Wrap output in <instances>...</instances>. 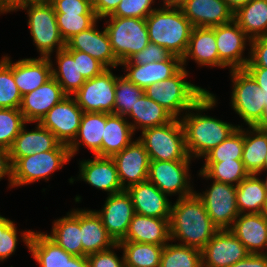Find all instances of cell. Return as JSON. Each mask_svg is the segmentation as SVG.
I'll use <instances>...</instances> for the list:
<instances>
[{
    "instance_id": "1",
    "label": "cell",
    "mask_w": 267,
    "mask_h": 267,
    "mask_svg": "<svg viewBox=\"0 0 267 267\" xmlns=\"http://www.w3.org/2000/svg\"><path fill=\"white\" fill-rule=\"evenodd\" d=\"M216 103V96L208 91L180 118L186 149L191 158H202L239 127L212 116L202 115L203 111L213 109Z\"/></svg>"
},
{
    "instance_id": "2",
    "label": "cell",
    "mask_w": 267,
    "mask_h": 267,
    "mask_svg": "<svg viewBox=\"0 0 267 267\" xmlns=\"http://www.w3.org/2000/svg\"><path fill=\"white\" fill-rule=\"evenodd\" d=\"M170 241L202 250L219 230L210 219L205 205L194 193L185 198H177L171 207L169 220Z\"/></svg>"
},
{
    "instance_id": "3",
    "label": "cell",
    "mask_w": 267,
    "mask_h": 267,
    "mask_svg": "<svg viewBox=\"0 0 267 267\" xmlns=\"http://www.w3.org/2000/svg\"><path fill=\"white\" fill-rule=\"evenodd\" d=\"M146 26L150 42L164 47L169 53L182 59L187 51L193 26L179 6L163 5L156 8L147 16Z\"/></svg>"
},
{
    "instance_id": "4",
    "label": "cell",
    "mask_w": 267,
    "mask_h": 267,
    "mask_svg": "<svg viewBox=\"0 0 267 267\" xmlns=\"http://www.w3.org/2000/svg\"><path fill=\"white\" fill-rule=\"evenodd\" d=\"M188 75L186 67L182 66L171 78L148 86L144 94L162 106L174 118L180 119V115L183 116L209 91L187 81L185 78Z\"/></svg>"
},
{
    "instance_id": "5",
    "label": "cell",
    "mask_w": 267,
    "mask_h": 267,
    "mask_svg": "<svg viewBox=\"0 0 267 267\" xmlns=\"http://www.w3.org/2000/svg\"><path fill=\"white\" fill-rule=\"evenodd\" d=\"M138 139L144 144L150 161L193 160L187 152L183 126L179 118L142 131Z\"/></svg>"
},
{
    "instance_id": "6",
    "label": "cell",
    "mask_w": 267,
    "mask_h": 267,
    "mask_svg": "<svg viewBox=\"0 0 267 267\" xmlns=\"http://www.w3.org/2000/svg\"><path fill=\"white\" fill-rule=\"evenodd\" d=\"M19 9L27 10V24L40 58H51L53 52L66 47L58 29L54 7L50 2L26 3L16 11Z\"/></svg>"
},
{
    "instance_id": "7",
    "label": "cell",
    "mask_w": 267,
    "mask_h": 267,
    "mask_svg": "<svg viewBox=\"0 0 267 267\" xmlns=\"http://www.w3.org/2000/svg\"><path fill=\"white\" fill-rule=\"evenodd\" d=\"M106 31L115 57L119 63L145 48L149 41L146 19L107 16Z\"/></svg>"
},
{
    "instance_id": "8",
    "label": "cell",
    "mask_w": 267,
    "mask_h": 267,
    "mask_svg": "<svg viewBox=\"0 0 267 267\" xmlns=\"http://www.w3.org/2000/svg\"><path fill=\"white\" fill-rule=\"evenodd\" d=\"M71 158L70 149L62 143L54 150L20 158L12 168V188L41 179L49 181L51 174L71 161Z\"/></svg>"
},
{
    "instance_id": "9",
    "label": "cell",
    "mask_w": 267,
    "mask_h": 267,
    "mask_svg": "<svg viewBox=\"0 0 267 267\" xmlns=\"http://www.w3.org/2000/svg\"><path fill=\"white\" fill-rule=\"evenodd\" d=\"M231 106L247 126H254L267 105V95L245 69L230 70Z\"/></svg>"
},
{
    "instance_id": "10",
    "label": "cell",
    "mask_w": 267,
    "mask_h": 267,
    "mask_svg": "<svg viewBox=\"0 0 267 267\" xmlns=\"http://www.w3.org/2000/svg\"><path fill=\"white\" fill-rule=\"evenodd\" d=\"M117 76L110 68L88 79L73 95L83 112L114 113Z\"/></svg>"
},
{
    "instance_id": "11",
    "label": "cell",
    "mask_w": 267,
    "mask_h": 267,
    "mask_svg": "<svg viewBox=\"0 0 267 267\" xmlns=\"http://www.w3.org/2000/svg\"><path fill=\"white\" fill-rule=\"evenodd\" d=\"M190 163L191 160L150 161L147 180L167 196L176 194L178 199L191 196L195 191L189 181Z\"/></svg>"
},
{
    "instance_id": "12",
    "label": "cell",
    "mask_w": 267,
    "mask_h": 267,
    "mask_svg": "<svg viewBox=\"0 0 267 267\" xmlns=\"http://www.w3.org/2000/svg\"><path fill=\"white\" fill-rule=\"evenodd\" d=\"M202 193L195 191L197 197L205 205L213 224L219 230L230 229L239 216L236 186L213 181L211 187Z\"/></svg>"
},
{
    "instance_id": "13",
    "label": "cell",
    "mask_w": 267,
    "mask_h": 267,
    "mask_svg": "<svg viewBox=\"0 0 267 267\" xmlns=\"http://www.w3.org/2000/svg\"><path fill=\"white\" fill-rule=\"evenodd\" d=\"M83 113L74 97L67 95L39 123L53 133L60 143L69 146L77 136Z\"/></svg>"
},
{
    "instance_id": "14",
    "label": "cell",
    "mask_w": 267,
    "mask_h": 267,
    "mask_svg": "<svg viewBox=\"0 0 267 267\" xmlns=\"http://www.w3.org/2000/svg\"><path fill=\"white\" fill-rule=\"evenodd\" d=\"M201 253L202 267H230L250 254L230 229L218 230Z\"/></svg>"
},
{
    "instance_id": "15",
    "label": "cell",
    "mask_w": 267,
    "mask_h": 267,
    "mask_svg": "<svg viewBox=\"0 0 267 267\" xmlns=\"http://www.w3.org/2000/svg\"><path fill=\"white\" fill-rule=\"evenodd\" d=\"M95 212L116 243L125 238L130 221L135 214L133 202L127 190L108 195L102 209Z\"/></svg>"
},
{
    "instance_id": "16",
    "label": "cell",
    "mask_w": 267,
    "mask_h": 267,
    "mask_svg": "<svg viewBox=\"0 0 267 267\" xmlns=\"http://www.w3.org/2000/svg\"><path fill=\"white\" fill-rule=\"evenodd\" d=\"M112 158L124 190L147 181L150 160L144 144L138 138Z\"/></svg>"
},
{
    "instance_id": "17",
    "label": "cell",
    "mask_w": 267,
    "mask_h": 267,
    "mask_svg": "<svg viewBox=\"0 0 267 267\" xmlns=\"http://www.w3.org/2000/svg\"><path fill=\"white\" fill-rule=\"evenodd\" d=\"M215 38L219 59L230 70L244 69L250 56L243 57V54L248 44L250 46L251 39L238 24L233 20L227 24L216 26Z\"/></svg>"
},
{
    "instance_id": "18",
    "label": "cell",
    "mask_w": 267,
    "mask_h": 267,
    "mask_svg": "<svg viewBox=\"0 0 267 267\" xmlns=\"http://www.w3.org/2000/svg\"><path fill=\"white\" fill-rule=\"evenodd\" d=\"M97 22L66 42V50L82 51L101 62L106 68L115 69L120 65L112 50L109 35L104 28L98 29Z\"/></svg>"
},
{
    "instance_id": "19",
    "label": "cell",
    "mask_w": 267,
    "mask_h": 267,
    "mask_svg": "<svg viewBox=\"0 0 267 267\" xmlns=\"http://www.w3.org/2000/svg\"><path fill=\"white\" fill-rule=\"evenodd\" d=\"M178 6L193 27L213 28L234 20L225 0H183Z\"/></svg>"
},
{
    "instance_id": "20",
    "label": "cell",
    "mask_w": 267,
    "mask_h": 267,
    "mask_svg": "<svg viewBox=\"0 0 267 267\" xmlns=\"http://www.w3.org/2000/svg\"><path fill=\"white\" fill-rule=\"evenodd\" d=\"M78 179L87 182L89 185L106 191L108 194H115L123 191L120 183L117 167L112 157L94 155L93 159L79 161Z\"/></svg>"
},
{
    "instance_id": "21",
    "label": "cell",
    "mask_w": 267,
    "mask_h": 267,
    "mask_svg": "<svg viewBox=\"0 0 267 267\" xmlns=\"http://www.w3.org/2000/svg\"><path fill=\"white\" fill-rule=\"evenodd\" d=\"M67 95L52 77L36 90L22 96L20 112L27 123H39Z\"/></svg>"
},
{
    "instance_id": "22",
    "label": "cell",
    "mask_w": 267,
    "mask_h": 267,
    "mask_svg": "<svg viewBox=\"0 0 267 267\" xmlns=\"http://www.w3.org/2000/svg\"><path fill=\"white\" fill-rule=\"evenodd\" d=\"M130 194L136 214L155 218H170L172 202L153 183L144 181L130 186Z\"/></svg>"
},
{
    "instance_id": "23",
    "label": "cell",
    "mask_w": 267,
    "mask_h": 267,
    "mask_svg": "<svg viewBox=\"0 0 267 267\" xmlns=\"http://www.w3.org/2000/svg\"><path fill=\"white\" fill-rule=\"evenodd\" d=\"M230 230L250 254L267 252V217L263 213L239 214Z\"/></svg>"
},
{
    "instance_id": "24",
    "label": "cell",
    "mask_w": 267,
    "mask_h": 267,
    "mask_svg": "<svg viewBox=\"0 0 267 267\" xmlns=\"http://www.w3.org/2000/svg\"><path fill=\"white\" fill-rule=\"evenodd\" d=\"M192 59L199 66L220 67L227 66L219 59L217 50L215 27H193L187 51L182 57V66Z\"/></svg>"
},
{
    "instance_id": "25",
    "label": "cell",
    "mask_w": 267,
    "mask_h": 267,
    "mask_svg": "<svg viewBox=\"0 0 267 267\" xmlns=\"http://www.w3.org/2000/svg\"><path fill=\"white\" fill-rule=\"evenodd\" d=\"M21 237L40 267H64L74 256L62 249L45 232L25 230Z\"/></svg>"
},
{
    "instance_id": "26",
    "label": "cell",
    "mask_w": 267,
    "mask_h": 267,
    "mask_svg": "<svg viewBox=\"0 0 267 267\" xmlns=\"http://www.w3.org/2000/svg\"><path fill=\"white\" fill-rule=\"evenodd\" d=\"M28 131L24 125L9 149L12 166L22 157L54 150L60 142L55 135L40 123Z\"/></svg>"
},
{
    "instance_id": "27",
    "label": "cell",
    "mask_w": 267,
    "mask_h": 267,
    "mask_svg": "<svg viewBox=\"0 0 267 267\" xmlns=\"http://www.w3.org/2000/svg\"><path fill=\"white\" fill-rule=\"evenodd\" d=\"M127 72L124 75L128 80L142 89L159 83L174 76L182 68V59L176 55H170L166 60L148 63L145 65H120Z\"/></svg>"
},
{
    "instance_id": "28",
    "label": "cell",
    "mask_w": 267,
    "mask_h": 267,
    "mask_svg": "<svg viewBox=\"0 0 267 267\" xmlns=\"http://www.w3.org/2000/svg\"><path fill=\"white\" fill-rule=\"evenodd\" d=\"M14 81L22 96L52 78L51 58H25L13 63Z\"/></svg>"
},
{
    "instance_id": "29",
    "label": "cell",
    "mask_w": 267,
    "mask_h": 267,
    "mask_svg": "<svg viewBox=\"0 0 267 267\" xmlns=\"http://www.w3.org/2000/svg\"><path fill=\"white\" fill-rule=\"evenodd\" d=\"M170 218H155L134 214L122 241L166 245L170 241Z\"/></svg>"
},
{
    "instance_id": "30",
    "label": "cell",
    "mask_w": 267,
    "mask_h": 267,
    "mask_svg": "<svg viewBox=\"0 0 267 267\" xmlns=\"http://www.w3.org/2000/svg\"><path fill=\"white\" fill-rule=\"evenodd\" d=\"M80 229L83 257L110 249L117 244L108 234L95 210L80 209Z\"/></svg>"
},
{
    "instance_id": "31",
    "label": "cell",
    "mask_w": 267,
    "mask_h": 267,
    "mask_svg": "<svg viewBox=\"0 0 267 267\" xmlns=\"http://www.w3.org/2000/svg\"><path fill=\"white\" fill-rule=\"evenodd\" d=\"M106 127V113L84 112L74 141L68 146L71 157L77 154L80 145L94 155L102 156V141Z\"/></svg>"
},
{
    "instance_id": "32",
    "label": "cell",
    "mask_w": 267,
    "mask_h": 267,
    "mask_svg": "<svg viewBox=\"0 0 267 267\" xmlns=\"http://www.w3.org/2000/svg\"><path fill=\"white\" fill-rule=\"evenodd\" d=\"M48 236L67 253L83 256L80 209H72L66 216L54 220L51 234Z\"/></svg>"
},
{
    "instance_id": "33",
    "label": "cell",
    "mask_w": 267,
    "mask_h": 267,
    "mask_svg": "<svg viewBox=\"0 0 267 267\" xmlns=\"http://www.w3.org/2000/svg\"><path fill=\"white\" fill-rule=\"evenodd\" d=\"M134 131L129 120L114 113H106V127L102 141V157H113L133 141Z\"/></svg>"
},
{
    "instance_id": "34",
    "label": "cell",
    "mask_w": 267,
    "mask_h": 267,
    "mask_svg": "<svg viewBox=\"0 0 267 267\" xmlns=\"http://www.w3.org/2000/svg\"><path fill=\"white\" fill-rule=\"evenodd\" d=\"M258 174H249L236 186L239 214L263 213L267 204V192Z\"/></svg>"
},
{
    "instance_id": "35",
    "label": "cell",
    "mask_w": 267,
    "mask_h": 267,
    "mask_svg": "<svg viewBox=\"0 0 267 267\" xmlns=\"http://www.w3.org/2000/svg\"><path fill=\"white\" fill-rule=\"evenodd\" d=\"M234 21L251 40L267 37V0H251L234 13Z\"/></svg>"
},
{
    "instance_id": "36",
    "label": "cell",
    "mask_w": 267,
    "mask_h": 267,
    "mask_svg": "<svg viewBox=\"0 0 267 267\" xmlns=\"http://www.w3.org/2000/svg\"><path fill=\"white\" fill-rule=\"evenodd\" d=\"M127 116L133 119L132 122H130V125L132 126L134 132L136 129H140L142 132L148 128L161 126L174 119V117L162 106L147 97L145 94L138 99Z\"/></svg>"
},
{
    "instance_id": "37",
    "label": "cell",
    "mask_w": 267,
    "mask_h": 267,
    "mask_svg": "<svg viewBox=\"0 0 267 267\" xmlns=\"http://www.w3.org/2000/svg\"><path fill=\"white\" fill-rule=\"evenodd\" d=\"M246 129L244 128L242 162L249 174L260 175L264 171L267 155V132L254 126H248Z\"/></svg>"
},
{
    "instance_id": "38",
    "label": "cell",
    "mask_w": 267,
    "mask_h": 267,
    "mask_svg": "<svg viewBox=\"0 0 267 267\" xmlns=\"http://www.w3.org/2000/svg\"><path fill=\"white\" fill-rule=\"evenodd\" d=\"M55 57L57 67H54L51 60L52 77L66 95L73 96L86 81L78 71L77 59H74L65 48L57 51Z\"/></svg>"
},
{
    "instance_id": "39",
    "label": "cell",
    "mask_w": 267,
    "mask_h": 267,
    "mask_svg": "<svg viewBox=\"0 0 267 267\" xmlns=\"http://www.w3.org/2000/svg\"><path fill=\"white\" fill-rule=\"evenodd\" d=\"M123 250L125 267H159L162 245L120 241Z\"/></svg>"
},
{
    "instance_id": "40",
    "label": "cell",
    "mask_w": 267,
    "mask_h": 267,
    "mask_svg": "<svg viewBox=\"0 0 267 267\" xmlns=\"http://www.w3.org/2000/svg\"><path fill=\"white\" fill-rule=\"evenodd\" d=\"M199 176L204 179L237 186L249 173L242 160L205 162L199 170Z\"/></svg>"
},
{
    "instance_id": "41",
    "label": "cell",
    "mask_w": 267,
    "mask_h": 267,
    "mask_svg": "<svg viewBox=\"0 0 267 267\" xmlns=\"http://www.w3.org/2000/svg\"><path fill=\"white\" fill-rule=\"evenodd\" d=\"M159 267H202V253L196 248L168 242L162 250Z\"/></svg>"
},
{
    "instance_id": "42",
    "label": "cell",
    "mask_w": 267,
    "mask_h": 267,
    "mask_svg": "<svg viewBox=\"0 0 267 267\" xmlns=\"http://www.w3.org/2000/svg\"><path fill=\"white\" fill-rule=\"evenodd\" d=\"M22 95L14 81L13 63L8 55L0 60V108L20 109Z\"/></svg>"
},
{
    "instance_id": "43",
    "label": "cell",
    "mask_w": 267,
    "mask_h": 267,
    "mask_svg": "<svg viewBox=\"0 0 267 267\" xmlns=\"http://www.w3.org/2000/svg\"><path fill=\"white\" fill-rule=\"evenodd\" d=\"M242 127L241 124L231 136L205 154L202 157L205 162L242 160L244 146V128Z\"/></svg>"
},
{
    "instance_id": "44",
    "label": "cell",
    "mask_w": 267,
    "mask_h": 267,
    "mask_svg": "<svg viewBox=\"0 0 267 267\" xmlns=\"http://www.w3.org/2000/svg\"><path fill=\"white\" fill-rule=\"evenodd\" d=\"M142 95H144V89L139 88L123 75L117 76L114 114L127 118V115Z\"/></svg>"
},
{
    "instance_id": "45",
    "label": "cell",
    "mask_w": 267,
    "mask_h": 267,
    "mask_svg": "<svg viewBox=\"0 0 267 267\" xmlns=\"http://www.w3.org/2000/svg\"><path fill=\"white\" fill-rule=\"evenodd\" d=\"M25 124L20 109L0 108V147L9 150Z\"/></svg>"
},
{
    "instance_id": "46",
    "label": "cell",
    "mask_w": 267,
    "mask_h": 267,
    "mask_svg": "<svg viewBox=\"0 0 267 267\" xmlns=\"http://www.w3.org/2000/svg\"><path fill=\"white\" fill-rule=\"evenodd\" d=\"M55 14L60 35L65 43L74 35L92 27L99 20L96 14Z\"/></svg>"
},
{
    "instance_id": "47",
    "label": "cell",
    "mask_w": 267,
    "mask_h": 267,
    "mask_svg": "<svg viewBox=\"0 0 267 267\" xmlns=\"http://www.w3.org/2000/svg\"><path fill=\"white\" fill-rule=\"evenodd\" d=\"M18 232L15 223L0 215V261L8 259L16 251Z\"/></svg>"
},
{
    "instance_id": "48",
    "label": "cell",
    "mask_w": 267,
    "mask_h": 267,
    "mask_svg": "<svg viewBox=\"0 0 267 267\" xmlns=\"http://www.w3.org/2000/svg\"><path fill=\"white\" fill-rule=\"evenodd\" d=\"M154 2L155 0H121L110 16L146 19L156 9L152 7Z\"/></svg>"
},
{
    "instance_id": "49",
    "label": "cell",
    "mask_w": 267,
    "mask_h": 267,
    "mask_svg": "<svg viewBox=\"0 0 267 267\" xmlns=\"http://www.w3.org/2000/svg\"><path fill=\"white\" fill-rule=\"evenodd\" d=\"M170 55L171 53L164 47L149 42L140 52L131 56L127 61L121 62L120 65H145L148 63L164 61Z\"/></svg>"
},
{
    "instance_id": "50",
    "label": "cell",
    "mask_w": 267,
    "mask_h": 267,
    "mask_svg": "<svg viewBox=\"0 0 267 267\" xmlns=\"http://www.w3.org/2000/svg\"><path fill=\"white\" fill-rule=\"evenodd\" d=\"M67 51L73 56L74 59H77L78 71L86 80L101 74L107 69L101 62L85 52L77 50Z\"/></svg>"
},
{
    "instance_id": "51",
    "label": "cell",
    "mask_w": 267,
    "mask_h": 267,
    "mask_svg": "<svg viewBox=\"0 0 267 267\" xmlns=\"http://www.w3.org/2000/svg\"><path fill=\"white\" fill-rule=\"evenodd\" d=\"M117 248H120L118 243L110 249L87 255L89 267H125L124 255L120 259L114 252Z\"/></svg>"
},
{
    "instance_id": "52",
    "label": "cell",
    "mask_w": 267,
    "mask_h": 267,
    "mask_svg": "<svg viewBox=\"0 0 267 267\" xmlns=\"http://www.w3.org/2000/svg\"><path fill=\"white\" fill-rule=\"evenodd\" d=\"M55 13L95 14L90 0H50Z\"/></svg>"
},
{
    "instance_id": "53",
    "label": "cell",
    "mask_w": 267,
    "mask_h": 267,
    "mask_svg": "<svg viewBox=\"0 0 267 267\" xmlns=\"http://www.w3.org/2000/svg\"><path fill=\"white\" fill-rule=\"evenodd\" d=\"M249 49L250 59L245 67H263L267 69V37L252 39Z\"/></svg>"
},
{
    "instance_id": "54",
    "label": "cell",
    "mask_w": 267,
    "mask_h": 267,
    "mask_svg": "<svg viewBox=\"0 0 267 267\" xmlns=\"http://www.w3.org/2000/svg\"><path fill=\"white\" fill-rule=\"evenodd\" d=\"M121 0H90V4L99 20L110 16Z\"/></svg>"
},
{
    "instance_id": "55",
    "label": "cell",
    "mask_w": 267,
    "mask_h": 267,
    "mask_svg": "<svg viewBox=\"0 0 267 267\" xmlns=\"http://www.w3.org/2000/svg\"><path fill=\"white\" fill-rule=\"evenodd\" d=\"M12 168L9 150L0 147V181L7 175L9 178V188H12Z\"/></svg>"
},
{
    "instance_id": "56",
    "label": "cell",
    "mask_w": 267,
    "mask_h": 267,
    "mask_svg": "<svg viewBox=\"0 0 267 267\" xmlns=\"http://www.w3.org/2000/svg\"><path fill=\"white\" fill-rule=\"evenodd\" d=\"M230 267H267V256L266 254H249Z\"/></svg>"
},
{
    "instance_id": "57",
    "label": "cell",
    "mask_w": 267,
    "mask_h": 267,
    "mask_svg": "<svg viewBox=\"0 0 267 267\" xmlns=\"http://www.w3.org/2000/svg\"><path fill=\"white\" fill-rule=\"evenodd\" d=\"M256 81L262 91L267 95V69L263 67L244 68Z\"/></svg>"
},
{
    "instance_id": "58",
    "label": "cell",
    "mask_w": 267,
    "mask_h": 267,
    "mask_svg": "<svg viewBox=\"0 0 267 267\" xmlns=\"http://www.w3.org/2000/svg\"><path fill=\"white\" fill-rule=\"evenodd\" d=\"M50 2V0H13L5 9L4 13L16 11L17 8L26 3Z\"/></svg>"
},
{
    "instance_id": "59",
    "label": "cell",
    "mask_w": 267,
    "mask_h": 267,
    "mask_svg": "<svg viewBox=\"0 0 267 267\" xmlns=\"http://www.w3.org/2000/svg\"><path fill=\"white\" fill-rule=\"evenodd\" d=\"M64 267H89V263L87 257L73 256L65 263Z\"/></svg>"
},
{
    "instance_id": "60",
    "label": "cell",
    "mask_w": 267,
    "mask_h": 267,
    "mask_svg": "<svg viewBox=\"0 0 267 267\" xmlns=\"http://www.w3.org/2000/svg\"><path fill=\"white\" fill-rule=\"evenodd\" d=\"M251 0H225L229 8L235 13L238 9L249 3Z\"/></svg>"
},
{
    "instance_id": "61",
    "label": "cell",
    "mask_w": 267,
    "mask_h": 267,
    "mask_svg": "<svg viewBox=\"0 0 267 267\" xmlns=\"http://www.w3.org/2000/svg\"><path fill=\"white\" fill-rule=\"evenodd\" d=\"M254 127L262 131H267V105H265L263 114Z\"/></svg>"
},
{
    "instance_id": "62",
    "label": "cell",
    "mask_w": 267,
    "mask_h": 267,
    "mask_svg": "<svg viewBox=\"0 0 267 267\" xmlns=\"http://www.w3.org/2000/svg\"><path fill=\"white\" fill-rule=\"evenodd\" d=\"M183 0H162L163 5L178 6Z\"/></svg>"
},
{
    "instance_id": "63",
    "label": "cell",
    "mask_w": 267,
    "mask_h": 267,
    "mask_svg": "<svg viewBox=\"0 0 267 267\" xmlns=\"http://www.w3.org/2000/svg\"><path fill=\"white\" fill-rule=\"evenodd\" d=\"M13 0H0V7L4 10Z\"/></svg>"
},
{
    "instance_id": "64",
    "label": "cell",
    "mask_w": 267,
    "mask_h": 267,
    "mask_svg": "<svg viewBox=\"0 0 267 267\" xmlns=\"http://www.w3.org/2000/svg\"><path fill=\"white\" fill-rule=\"evenodd\" d=\"M265 171H267V155H266L265 160H264V171H262V172H265Z\"/></svg>"
},
{
    "instance_id": "65",
    "label": "cell",
    "mask_w": 267,
    "mask_h": 267,
    "mask_svg": "<svg viewBox=\"0 0 267 267\" xmlns=\"http://www.w3.org/2000/svg\"><path fill=\"white\" fill-rule=\"evenodd\" d=\"M262 181H263V184H264V188H265V190L267 192V178L266 179H262Z\"/></svg>"
},
{
    "instance_id": "66",
    "label": "cell",
    "mask_w": 267,
    "mask_h": 267,
    "mask_svg": "<svg viewBox=\"0 0 267 267\" xmlns=\"http://www.w3.org/2000/svg\"><path fill=\"white\" fill-rule=\"evenodd\" d=\"M263 214L267 217V204H266V208H265Z\"/></svg>"
},
{
    "instance_id": "67",
    "label": "cell",
    "mask_w": 267,
    "mask_h": 267,
    "mask_svg": "<svg viewBox=\"0 0 267 267\" xmlns=\"http://www.w3.org/2000/svg\"><path fill=\"white\" fill-rule=\"evenodd\" d=\"M0 14H5L4 10L0 7Z\"/></svg>"
}]
</instances>
